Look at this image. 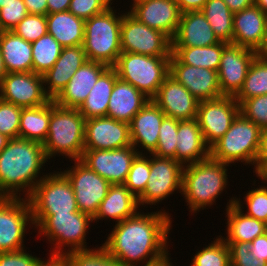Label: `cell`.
<instances>
[{"label": "cell", "mask_w": 267, "mask_h": 266, "mask_svg": "<svg viewBox=\"0 0 267 266\" xmlns=\"http://www.w3.org/2000/svg\"><path fill=\"white\" fill-rule=\"evenodd\" d=\"M170 217L162 209L152 213L138 211L115 224L102 245L124 266H140L142 261L143 264L155 262L169 252Z\"/></svg>", "instance_id": "1"}, {"label": "cell", "mask_w": 267, "mask_h": 266, "mask_svg": "<svg viewBox=\"0 0 267 266\" xmlns=\"http://www.w3.org/2000/svg\"><path fill=\"white\" fill-rule=\"evenodd\" d=\"M46 161L43 144L20 137L10 139L0 152V197H20L23 190L27 198L44 178L39 174Z\"/></svg>", "instance_id": "2"}, {"label": "cell", "mask_w": 267, "mask_h": 266, "mask_svg": "<svg viewBox=\"0 0 267 266\" xmlns=\"http://www.w3.org/2000/svg\"><path fill=\"white\" fill-rule=\"evenodd\" d=\"M228 166L211 157L184 166L181 195H184L190 213L214 204L228 185Z\"/></svg>", "instance_id": "3"}, {"label": "cell", "mask_w": 267, "mask_h": 266, "mask_svg": "<svg viewBox=\"0 0 267 266\" xmlns=\"http://www.w3.org/2000/svg\"><path fill=\"white\" fill-rule=\"evenodd\" d=\"M86 119L76 108L59 106L52 100L49 131L43 143L47 159L57 155L80 160L84 152Z\"/></svg>", "instance_id": "4"}, {"label": "cell", "mask_w": 267, "mask_h": 266, "mask_svg": "<svg viewBox=\"0 0 267 266\" xmlns=\"http://www.w3.org/2000/svg\"><path fill=\"white\" fill-rule=\"evenodd\" d=\"M32 217L34 227L39 229V234L46 236L47 241L55 245L50 253L51 256H63L72 251L89 249L85 238L90 228V222H93V218L89 214L76 211L63 214L32 215Z\"/></svg>", "instance_id": "5"}, {"label": "cell", "mask_w": 267, "mask_h": 266, "mask_svg": "<svg viewBox=\"0 0 267 266\" xmlns=\"http://www.w3.org/2000/svg\"><path fill=\"white\" fill-rule=\"evenodd\" d=\"M114 7L85 20L82 47L88 61L113 67L122 53L120 28L123 13L118 16Z\"/></svg>", "instance_id": "6"}, {"label": "cell", "mask_w": 267, "mask_h": 266, "mask_svg": "<svg viewBox=\"0 0 267 266\" xmlns=\"http://www.w3.org/2000/svg\"><path fill=\"white\" fill-rule=\"evenodd\" d=\"M261 131L259 126L239 113L229 130L210 147V157L229 165L238 161L254 165Z\"/></svg>", "instance_id": "7"}, {"label": "cell", "mask_w": 267, "mask_h": 266, "mask_svg": "<svg viewBox=\"0 0 267 266\" xmlns=\"http://www.w3.org/2000/svg\"><path fill=\"white\" fill-rule=\"evenodd\" d=\"M113 68L117 76L152 99L170 72V56L122 52Z\"/></svg>", "instance_id": "8"}, {"label": "cell", "mask_w": 267, "mask_h": 266, "mask_svg": "<svg viewBox=\"0 0 267 266\" xmlns=\"http://www.w3.org/2000/svg\"><path fill=\"white\" fill-rule=\"evenodd\" d=\"M48 174L44 175V178L27 197L32 215H52L79 211L68 178L61 170Z\"/></svg>", "instance_id": "9"}, {"label": "cell", "mask_w": 267, "mask_h": 266, "mask_svg": "<svg viewBox=\"0 0 267 266\" xmlns=\"http://www.w3.org/2000/svg\"><path fill=\"white\" fill-rule=\"evenodd\" d=\"M28 224L34 225L27 198L0 197V253L25 247L23 244Z\"/></svg>", "instance_id": "10"}, {"label": "cell", "mask_w": 267, "mask_h": 266, "mask_svg": "<svg viewBox=\"0 0 267 266\" xmlns=\"http://www.w3.org/2000/svg\"><path fill=\"white\" fill-rule=\"evenodd\" d=\"M122 52L146 56H171V39L138 21L129 12L123 14L120 28Z\"/></svg>", "instance_id": "11"}, {"label": "cell", "mask_w": 267, "mask_h": 266, "mask_svg": "<svg viewBox=\"0 0 267 266\" xmlns=\"http://www.w3.org/2000/svg\"><path fill=\"white\" fill-rule=\"evenodd\" d=\"M152 156V157H151ZM184 166L173 158L150 155V175L139 206L156 205L178 190L182 192Z\"/></svg>", "instance_id": "12"}, {"label": "cell", "mask_w": 267, "mask_h": 266, "mask_svg": "<svg viewBox=\"0 0 267 266\" xmlns=\"http://www.w3.org/2000/svg\"><path fill=\"white\" fill-rule=\"evenodd\" d=\"M62 173L71 183L79 211L93 218L111 183L92 171L81 160H74V166Z\"/></svg>", "instance_id": "13"}, {"label": "cell", "mask_w": 267, "mask_h": 266, "mask_svg": "<svg viewBox=\"0 0 267 266\" xmlns=\"http://www.w3.org/2000/svg\"><path fill=\"white\" fill-rule=\"evenodd\" d=\"M240 113V105L234 96H222L198 104L197 120L205 143L211 147L230 128Z\"/></svg>", "instance_id": "14"}, {"label": "cell", "mask_w": 267, "mask_h": 266, "mask_svg": "<svg viewBox=\"0 0 267 266\" xmlns=\"http://www.w3.org/2000/svg\"><path fill=\"white\" fill-rule=\"evenodd\" d=\"M138 154L141 150L132 145L114 150L84 149L80 160L109 183L124 184Z\"/></svg>", "instance_id": "15"}, {"label": "cell", "mask_w": 267, "mask_h": 266, "mask_svg": "<svg viewBox=\"0 0 267 266\" xmlns=\"http://www.w3.org/2000/svg\"><path fill=\"white\" fill-rule=\"evenodd\" d=\"M0 99L22 108L41 106L51 100L44 91L43 76L34 72L7 73L0 83Z\"/></svg>", "instance_id": "16"}, {"label": "cell", "mask_w": 267, "mask_h": 266, "mask_svg": "<svg viewBox=\"0 0 267 266\" xmlns=\"http://www.w3.org/2000/svg\"><path fill=\"white\" fill-rule=\"evenodd\" d=\"M199 102L224 96L216 70L182 64L172 53L170 72Z\"/></svg>", "instance_id": "17"}, {"label": "cell", "mask_w": 267, "mask_h": 266, "mask_svg": "<svg viewBox=\"0 0 267 266\" xmlns=\"http://www.w3.org/2000/svg\"><path fill=\"white\" fill-rule=\"evenodd\" d=\"M131 145L129 123L107 116L86 120L84 149L114 150Z\"/></svg>", "instance_id": "18"}, {"label": "cell", "mask_w": 267, "mask_h": 266, "mask_svg": "<svg viewBox=\"0 0 267 266\" xmlns=\"http://www.w3.org/2000/svg\"><path fill=\"white\" fill-rule=\"evenodd\" d=\"M256 51L228 43L218 67L220 90L224 96H235L242 88Z\"/></svg>", "instance_id": "19"}, {"label": "cell", "mask_w": 267, "mask_h": 266, "mask_svg": "<svg viewBox=\"0 0 267 266\" xmlns=\"http://www.w3.org/2000/svg\"><path fill=\"white\" fill-rule=\"evenodd\" d=\"M130 7L128 12L138 21L174 37L182 15L175 0H137Z\"/></svg>", "instance_id": "20"}, {"label": "cell", "mask_w": 267, "mask_h": 266, "mask_svg": "<svg viewBox=\"0 0 267 266\" xmlns=\"http://www.w3.org/2000/svg\"><path fill=\"white\" fill-rule=\"evenodd\" d=\"M152 101L166 116L177 120L197 118L199 101L170 74L165 78Z\"/></svg>", "instance_id": "21"}, {"label": "cell", "mask_w": 267, "mask_h": 266, "mask_svg": "<svg viewBox=\"0 0 267 266\" xmlns=\"http://www.w3.org/2000/svg\"><path fill=\"white\" fill-rule=\"evenodd\" d=\"M86 61L82 45L63 47L61 55L52 68L42 75L46 95L54 100Z\"/></svg>", "instance_id": "22"}, {"label": "cell", "mask_w": 267, "mask_h": 266, "mask_svg": "<svg viewBox=\"0 0 267 266\" xmlns=\"http://www.w3.org/2000/svg\"><path fill=\"white\" fill-rule=\"evenodd\" d=\"M266 22L267 14L255 4L233 13L232 44L257 52L265 37Z\"/></svg>", "instance_id": "23"}, {"label": "cell", "mask_w": 267, "mask_h": 266, "mask_svg": "<svg viewBox=\"0 0 267 266\" xmlns=\"http://www.w3.org/2000/svg\"><path fill=\"white\" fill-rule=\"evenodd\" d=\"M108 68L107 65L86 61L71 77L68 84L54 99L62 107L78 109L87 98L99 76Z\"/></svg>", "instance_id": "24"}, {"label": "cell", "mask_w": 267, "mask_h": 266, "mask_svg": "<svg viewBox=\"0 0 267 266\" xmlns=\"http://www.w3.org/2000/svg\"><path fill=\"white\" fill-rule=\"evenodd\" d=\"M165 113L150 99L148 103L132 118L130 125V137L132 146H137L142 152L151 154L157 147L159 129ZM142 146V147H141Z\"/></svg>", "instance_id": "25"}, {"label": "cell", "mask_w": 267, "mask_h": 266, "mask_svg": "<svg viewBox=\"0 0 267 266\" xmlns=\"http://www.w3.org/2000/svg\"><path fill=\"white\" fill-rule=\"evenodd\" d=\"M219 42L202 11H187L181 15L171 47H202Z\"/></svg>", "instance_id": "26"}, {"label": "cell", "mask_w": 267, "mask_h": 266, "mask_svg": "<svg viewBox=\"0 0 267 266\" xmlns=\"http://www.w3.org/2000/svg\"><path fill=\"white\" fill-rule=\"evenodd\" d=\"M176 140V161L183 166L210 157V147L205 143L196 118L179 120Z\"/></svg>", "instance_id": "27"}, {"label": "cell", "mask_w": 267, "mask_h": 266, "mask_svg": "<svg viewBox=\"0 0 267 266\" xmlns=\"http://www.w3.org/2000/svg\"><path fill=\"white\" fill-rule=\"evenodd\" d=\"M240 198L232 197L227 203V238L222 237L224 242L251 243L256 237L267 232V224L244 214V207Z\"/></svg>", "instance_id": "28"}, {"label": "cell", "mask_w": 267, "mask_h": 266, "mask_svg": "<svg viewBox=\"0 0 267 266\" xmlns=\"http://www.w3.org/2000/svg\"><path fill=\"white\" fill-rule=\"evenodd\" d=\"M149 100L136 87L118 77L109 99L107 117L130 123Z\"/></svg>", "instance_id": "29"}, {"label": "cell", "mask_w": 267, "mask_h": 266, "mask_svg": "<svg viewBox=\"0 0 267 266\" xmlns=\"http://www.w3.org/2000/svg\"><path fill=\"white\" fill-rule=\"evenodd\" d=\"M139 207L138 199L124 184H111L93 221L112 219L117 224L135 215Z\"/></svg>", "instance_id": "30"}, {"label": "cell", "mask_w": 267, "mask_h": 266, "mask_svg": "<svg viewBox=\"0 0 267 266\" xmlns=\"http://www.w3.org/2000/svg\"><path fill=\"white\" fill-rule=\"evenodd\" d=\"M0 52L7 73L32 72V45L13 31H0Z\"/></svg>", "instance_id": "31"}, {"label": "cell", "mask_w": 267, "mask_h": 266, "mask_svg": "<svg viewBox=\"0 0 267 266\" xmlns=\"http://www.w3.org/2000/svg\"><path fill=\"white\" fill-rule=\"evenodd\" d=\"M48 34L52 35L62 47L83 44L85 20L71 12L62 11L46 15Z\"/></svg>", "instance_id": "32"}, {"label": "cell", "mask_w": 267, "mask_h": 266, "mask_svg": "<svg viewBox=\"0 0 267 266\" xmlns=\"http://www.w3.org/2000/svg\"><path fill=\"white\" fill-rule=\"evenodd\" d=\"M117 78L116 70L113 67H108L99 76L87 98L78 108L86 120L107 116L109 99Z\"/></svg>", "instance_id": "33"}, {"label": "cell", "mask_w": 267, "mask_h": 266, "mask_svg": "<svg viewBox=\"0 0 267 266\" xmlns=\"http://www.w3.org/2000/svg\"><path fill=\"white\" fill-rule=\"evenodd\" d=\"M51 112L52 100L41 106L22 108L19 137L43 144L48 135Z\"/></svg>", "instance_id": "34"}, {"label": "cell", "mask_w": 267, "mask_h": 266, "mask_svg": "<svg viewBox=\"0 0 267 266\" xmlns=\"http://www.w3.org/2000/svg\"><path fill=\"white\" fill-rule=\"evenodd\" d=\"M228 43L202 47H171V53L182 63L218 71L221 56Z\"/></svg>", "instance_id": "35"}, {"label": "cell", "mask_w": 267, "mask_h": 266, "mask_svg": "<svg viewBox=\"0 0 267 266\" xmlns=\"http://www.w3.org/2000/svg\"><path fill=\"white\" fill-rule=\"evenodd\" d=\"M219 41L232 43L233 13L223 0H208L201 10Z\"/></svg>", "instance_id": "36"}, {"label": "cell", "mask_w": 267, "mask_h": 266, "mask_svg": "<svg viewBox=\"0 0 267 266\" xmlns=\"http://www.w3.org/2000/svg\"><path fill=\"white\" fill-rule=\"evenodd\" d=\"M267 94V60L256 56L249 66L242 88L234 96L240 105L244 100Z\"/></svg>", "instance_id": "37"}, {"label": "cell", "mask_w": 267, "mask_h": 266, "mask_svg": "<svg viewBox=\"0 0 267 266\" xmlns=\"http://www.w3.org/2000/svg\"><path fill=\"white\" fill-rule=\"evenodd\" d=\"M31 45L33 59L32 72L44 75L59 58L63 47L48 33L32 42Z\"/></svg>", "instance_id": "38"}, {"label": "cell", "mask_w": 267, "mask_h": 266, "mask_svg": "<svg viewBox=\"0 0 267 266\" xmlns=\"http://www.w3.org/2000/svg\"><path fill=\"white\" fill-rule=\"evenodd\" d=\"M63 257L69 266H124L118 259L109 255L103 245L97 249L72 251Z\"/></svg>", "instance_id": "39"}, {"label": "cell", "mask_w": 267, "mask_h": 266, "mask_svg": "<svg viewBox=\"0 0 267 266\" xmlns=\"http://www.w3.org/2000/svg\"><path fill=\"white\" fill-rule=\"evenodd\" d=\"M197 252L190 266H231L229 247L221 235Z\"/></svg>", "instance_id": "40"}, {"label": "cell", "mask_w": 267, "mask_h": 266, "mask_svg": "<svg viewBox=\"0 0 267 266\" xmlns=\"http://www.w3.org/2000/svg\"><path fill=\"white\" fill-rule=\"evenodd\" d=\"M144 154L135 157L124 183L137 199L144 193L150 175V154Z\"/></svg>", "instance_id": "41"}, {"label": "cell", "mask_w": 267, "mask_h": 266, "mask_svg": "<svg viewBox=\"0 0 267 266\" xmlns=\"http://www.w3.org/2000/svg\"><path fill=\"white\" fill-rule=\"evenodd\" d=\"M179 120L165 116L159 129V139L156 149L151 153L158 157L176 160V144Z\"/></svg>", "instance_id": "42"}, {"label": "cell", "mask_w": 267, "mask_h": 266, "mask_svg": "<svg viewBox=\"0 0 267 266\" xmlns=\"http://www.w3.org/2000/svg\"><path fill=\"white\" fill-rule=\"evenodd\" d=\"M11 31L32 43L48 33L46 16L27 14Z\"/></svg>", "instance_id": "43"}, {"label": "cell", "mask_w": 267, "mask_h": 266, "mask_svg": "<svg viewBox=\"0 0 267 266\" xmlns=\"http://www.w3.org/2000/svg\"><path fill=\"white\" fill-rule=\"evenodd\" d=\"M22 107L0 99V133L8 138L19 137Z\"/></svg>", "instance_id": "44"}, {"label": "cell", "mask_w": 267, "mask_h": 266, "mask_svg": "<svg viewBox=\"0 0 267 266\" xmlns=\"http://www.w3.org/2000/svg\"><path fill=\"white\" fill-rule=\"evenodd\" d=\"M240 113L261 129L267 128V94L244 100L240 104Z\"/></svg>", "instance_id": "45"}, {"label": "cell", "mask_w": 267, "mask_h": 266, "mask_svg": "<svg viewBox=\"0 0 267 266\" xmlns=\"http://www.w3.org/2000/svg\"><path fill=\"white\" fill-rule=\"evenodd\" d=\"M244 196L248 207L245 214L267 224V186L249 190Z\"/></svg>", "instance_id": "46"}, {"label": "cell", "mask_w": 267, "mask_h": 266, "mask_svg": "<svg viewBox=\"0 0 267 266\" xmlns=\"http://www.w3.org/2000/svg\"><path fill=\"white\" fill-rule=\"evenodd\" d=\"M230 251L231 266H266V260H260L249 252L250 243L225 242Z\"/></svg>", "instance_id": "47"}, {"label": "cell", "mask_w": 267, "mask_h": 266, "mask_svg": "<svg viewBox=\"0 0 267 266\" xmlns=\"http://www.w3.org/2000/svg\"><path fill=\"white\" fill-rule=\"evenodd\" d=\"M110 7V0H71L68 11L76 17L87 20Z\"/></svg>", "instance_id": "48"}, {"label": "cell", "mask_w": 267, "mask_h": 266, "mask_svg": "<svg viewBox=\"0 0 267 266\" xmlns=\"http://www.w3.org/2000/svg\"><path fill=\"white\" fill-rule=\"evenodd\" d=\"M27 14L23 0L4 5L0 9V31H11Z\"/></svg>", "instance_id": "49"}, {"label": "cell", "mask_w": 267, "mask_h": 266, "mask_svg": "<svg viewBox=\"0 0 267 266\" xmlns=\"http://www.w3.org/2000/svg\"><path fill=\"white\" fill-rule=\"evenodd\" d=\"M41 262V258L26 252L25 248L0 253V266H39Z\"/></svg>", "instance_id": "50"}, {"label": "cell", "mask_w": 267, "mask_h": 266, "mask_svg": "<svg viewBox=\"0 0 267 266\" xmlns=\"http://www.w3.org/2000/svg\"><path fill=\"white\" fill-rule=\"evenodd\" d=\"M249 252L257 259L267 261V232L250 243Z\"/></svg>", "instance_id": "51"}, {"label": "cell", "mask_w": 267, "mask_h": 266, "mask_svg": "<svg viewBox=\"0 0 267 266\" xmlns=\"http://www.w3.org/2000/svg\"><path fill=\"white\" fill-rule=\"evenodd\" d=\"M267 161V128L262 129L260 147L254 163V173Z\"/></svg>", "instance_id": "52"}, {"label": "cell", "mask_w": 267, "mask_h": 266, "mask_svg": "<svg viewBox=\"0 0 267 266\" xmlns=\"http://www.w3.org/2000/svg\"><path fill=\"white\" fill-rule=\"evenodd\" d=\"M28 14L47 15V0H23Z\"/></svg>", "instance_id": "53"}, {"label": "cell", "mask_w": 267, "mask_h": 266, "mask_svg": "<svg viewBox=\"0 0 267 266\" xmlns=\"http://www.w3.org/2000/svg\"><path fill=\"white\" fill-rule=\"evenodd\" d=\"M182 13L187 11H201L208 0H175Z\"/></svg>", "instance_id": "54"}, {"label": "cell", "mask_w": 267, "mask_h": 266, "mask_svg": "<svg viewBox=\"0 0 267 266\" xmlns=\"http://www.w3.org/2000/svg\"><path fill=\"white\" fill-rule=\"evenodd\" d=\"M71 0H47L48 14L67 11Z\"/></svg>", "instance_id": "55"}, {"label": "cell", "mask_w": 267, "mask_h": 266, "mask_svg": "<svg viewBox=\"0 0 267 266\" xmlns=\"http://www.w3.org/2000/svg\"><path fill=\"white\" fill-rule=\"evenodd\" d=\"M232 13L239 12L254 5V0H223Z\"/></svg>", "instance_id": "56"}, {"label": "cell", "mask_w": 267, "mask_h": 266, "mask_svg": "<svg viewBox=\"0 0 267 266\" xmlns=\"http://www.w3.org/2000/svg\"><path fill=\"white\" fill-rule=\"evenodd\" d=\"M49 256V259L42 261L39 266H69L63 256Z\"/></svg>", "instance_id": "57"}, {"label": "cell", "mask_w": 267, "mask_h": 266, "mask_svg": "<svg viewBox=\"0 0 267 266\" xmlns=\"http://www.w3.org/2000/svg\"><path fill=\"white\" fill-rule=\"evenodd\" d=\"M257 56L267 60V22H266V30H265V37L261 47L256 52Z\"/></svg>", "instance_id": "58"}, {"label": "cell", "mask_w": 267, "mask_h": 266, "mask_svg": "<svg viewBox=\"0 0 267 266\" xmlns=\"http://www.w3.org/2000/svg\"><path fill=\"white\" fill-rule=\"evenodd\" d=\"M169 256V253L166 254L163 258L155 261V262H152V263H148V264H145L143 266H174L170 260L171 258L168 257ZM170 258V259H169Z\"/></svg>", "instance_id": "59"}, {"label": "cell", "mask_w": 267, "mask_h": 266, "mask_svg": "<svg viewBox=\"0 0 267 266\" xmlns=\"http://www.w3.org/2000/svg\"><path fill=\"white\" fill-rule=\"evenodd\" d=\"M255 175L267 183V161L255 172Z\"/></svg>", "instance_id": "60"}, {"label": "cell", "mask_w": 267, "mask_h": 266, "mask_svg": "<svg viewBox=\"0 0 267 266\" xmlns=\"http://www.w3.org/2000/svg\"><path fill=\"white\" fill-rule=\"evenodd\" d=\"M254 4L267 14V0H254Z\"/></svg>", "instance_id": "61"}, {"label": "cell", "mask_w": 267, "mask_h": 266, "mask_svg": "<svg viewBox=\"0 0 267 266\" xmlns=\"http://www.w3.org/2000/svg\"><path fill=\"white\" fill-rule=\"evenodd\" d=\"M9 140L10 138L0 133V152L6 147Z\"/></svg>", "instance_id": "62"}, {"label": "cell", "mask_w": 267, "mask_h": 266, "mask_svg": "<svg viewBox=\"0 0 267 266\" xmlns=\"http://www.w3.org/2000/svg\"><path fill=\"white\" fill-rule=\"evenodd\" d=\"M7 74L5 67H4V63H3V59H2V55L0 52V83L3 79V77Z\"/></svg>", "instance_id": "63"}, {"label": "cell", "mask_w": 267, "mask_h": 266, "mask_svg": "<svg viewBox=\"0 0 267 266\" xmlns=\"http://www.w3.org/2000/svg\"><path fill=\"white\" fill-rule=\"evenodd\" d=\"M10 3H19V0H0V9Z\"/></svg>", "instance_id": "64"}]
</instances>
